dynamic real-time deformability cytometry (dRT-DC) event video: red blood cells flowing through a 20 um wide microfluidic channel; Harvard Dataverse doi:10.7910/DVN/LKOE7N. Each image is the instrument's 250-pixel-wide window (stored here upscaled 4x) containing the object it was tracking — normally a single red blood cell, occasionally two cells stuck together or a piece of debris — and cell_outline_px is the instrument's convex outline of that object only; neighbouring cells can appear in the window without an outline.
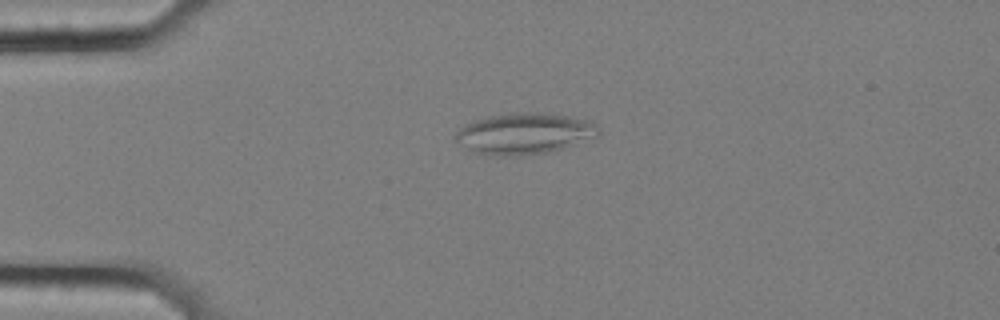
{"species": "common noctule bat (a hibernating species)", "species_latin": "Nyctalus noctula", "temperature_condition": "cold", "stored_images_in_passage": 44, "segment_of_instrument_passage": [1, 2], "camera_frame_rate_fps": 3000, "um_per_image_px": 0.085, "animal": {"sex": "female", "body_mass_g": 25.1}, "frame": {"image": 1, "passage_image": 1, "time_ms": 0.0, "image_size_px": [1000, 320], "cell_outline_px": [[600, 136], [564, 148], [548, 152], [520, 156], [496, 156], [476, 152], [468, 148], [456, 140], [456, 132], [460, 128], [476, 120], [488, 116], [512, 112], [552, 112], [588, 120], [596, 124], [600, 128]], "centroid_in_image_um": [44.66, 11.34], "position_along_channel_um": 40.3, "area_um2": 34.56}}